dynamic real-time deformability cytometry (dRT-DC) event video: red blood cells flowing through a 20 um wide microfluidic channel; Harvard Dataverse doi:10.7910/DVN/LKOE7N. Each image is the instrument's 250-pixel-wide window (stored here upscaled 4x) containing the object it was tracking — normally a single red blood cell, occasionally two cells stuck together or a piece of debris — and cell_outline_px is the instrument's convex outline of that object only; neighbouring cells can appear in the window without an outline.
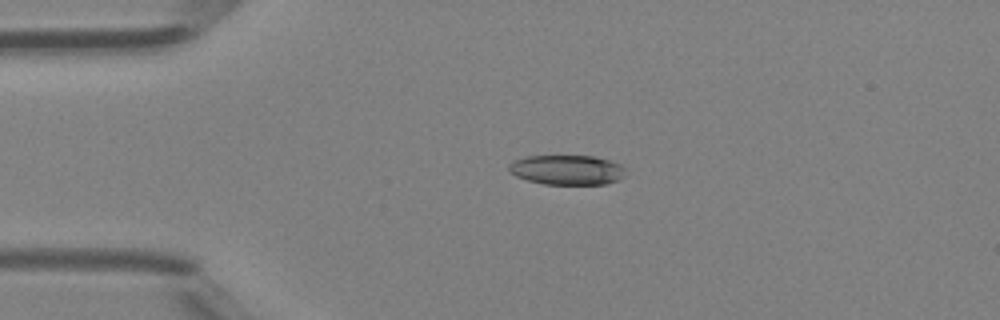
{"species": "Egyptian fruit bat (a non-hibernating species)", "species_latin": "Rousettus aegyptiacus", "temperature_condition": "room temperature", "stored_images_in_passage": 38, "camera_frame_rate_fps": 3000, "um_per_image_px": 0.085, "animal": {"sex": "female"}, "frame": {"image": 1, "passage_image": 1, "time_ms": 0.0, "image_size_px": [1000, 320], "cell_outline_px": [[624, 176], [620, 180], [604, 184], [544, 184], [528, 180], [516, 176], [508, 172], [508, 164], [524, 156], [596, 156], [620, 164], [624, 168]], "centroid_in_image_um": [48.18, 14.44], "position_along_channel_um": 36.8, "area_um2": 20.29}}
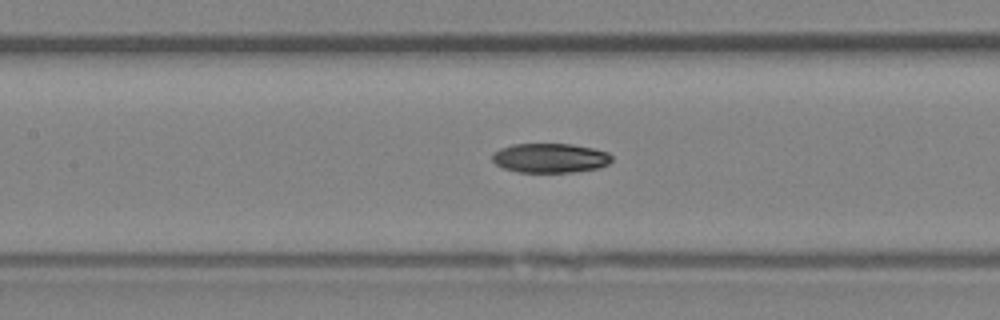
{"frame": {"image": 2, "passage_image": 12, "time_ms": 3.667, "image_size_px": [1000, 320], "cell_outline_px": [[612, 160], [608, 164], [596, 168], [572, 172], [520, 172], [504, 168], [496, 164], [492, 160], [492, 152], [500, 148], [512, 144], [572, 144], [592, 148], [608, 152], [612, 156]], "centroid_in_image_um": [46.74, 13.42], "position_along_channel_um": 160.7, "area_um2": 20.46}}
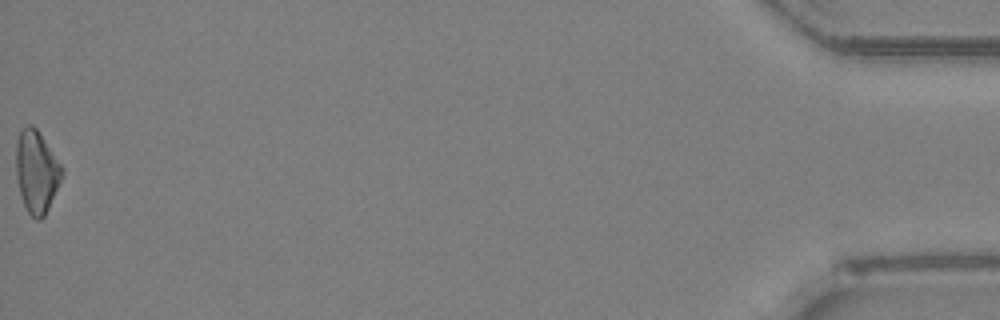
{"frame": {"image": 3, "passage_image": 38, "time_ms": 12.333, "image_size_px": [1000, 320], "cell_outline_px": [[64, 172], [48, 208], [44, 216], [40, 220], [36, 220], [28, 212], [24, 204], [20, 192], [16, 176], [16, 140], [20, 132], [28, 124], [32, 124], [36, 128], [64, 168]], "centroid_in_image_um": [3.1, 14.58], "position_along_channel_um": 432.1, "area_um2": 21.79}}